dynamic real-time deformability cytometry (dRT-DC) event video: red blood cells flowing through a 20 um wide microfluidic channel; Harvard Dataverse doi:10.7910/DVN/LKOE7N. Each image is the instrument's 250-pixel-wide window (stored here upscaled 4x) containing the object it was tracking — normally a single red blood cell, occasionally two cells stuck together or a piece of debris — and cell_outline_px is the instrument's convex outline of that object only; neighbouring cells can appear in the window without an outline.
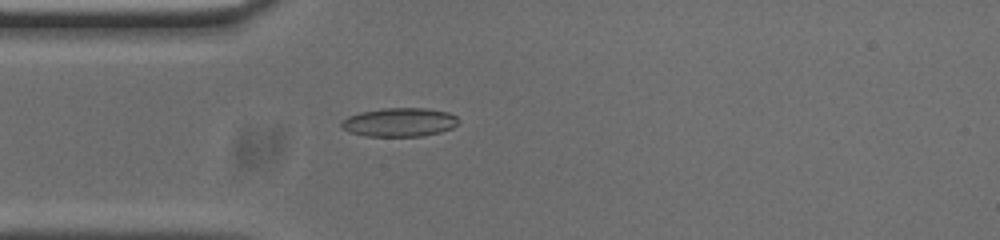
{"species": "common noctule bat (a hibernating species)", "species_latin": "Nyctalus noctula", "temperature_condition": "cold", "stored_images_in_passage": 53, "camera_frame_rate_fps": 3000, "um_per_image_px": 0.085, "animal": {"sex": "male", "body_mass_g": 20.0, "forearm_length_mm": 53.3}, "frame": {"image": 1, "passage_image": 14, "time_ms": 4.333, "image_size_px": [1000, 240], "cell_outline_px": [[460, 120], [452, 128], [440, 132], [424, 136], [364, 136], [348, 132], [340, 124], [340, 120], [348, 116], [360, 112], [380, 108], [428, 108], [448, 112], [456, 116]], "centroid_in_image_um": [33.94, 10.38], "position_along_channel_um": 51.1, "area_um2": 19.83}}
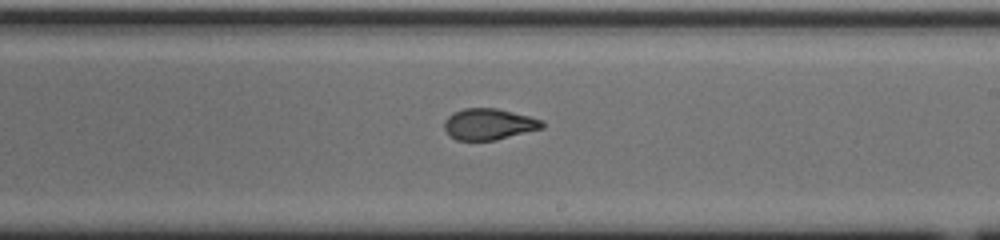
{"frame": {"image": 2, "passage_image": 30, "time_ms": 9.667, "image_size_px": [1000, 240], "cell_outline_px": [[544, 128], [496, 140], [456, 140], [444, 128], [444, 120], [452, 112], [464, 108], [496, 108], [544, 120]], "centroid_in_image_um": [41.56, 10.55], "position_along_channel_um": 247.4, "area_um2": 17.8}}
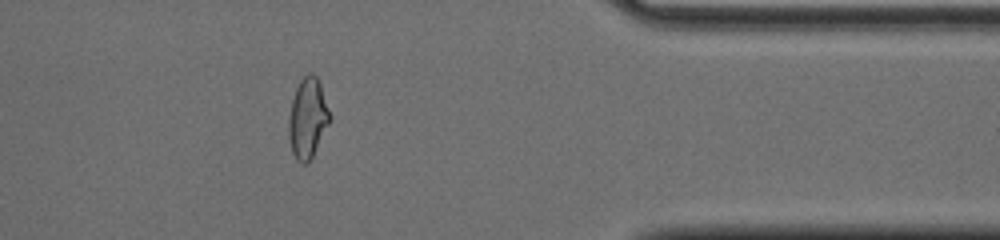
{"frame": {"image": 3, "passage_image": 43, "time_ms": 14.0, "image_size_px": [1000, 240], "cell_outline_px": [[332, 116], [308, 164], [300, 164], [296, 160], [292, 152], [288, 136], [288, 116], [292, 100], [296, 88], [300, 80], [308, 72], [312, 72], [316, 76], [320, 84]], "centroid_in_image_um": [26.14, 10.04], "position_along_channel_um": 385.3, "area_um2": 19.25}, "authors_computed_cell_mechanics": {"area_um2": 18.2648, "velocity_mm_per_s": 3.7534, "shape_relaxation_time_tau1_ms": 6.1681, "shape_relaxation_time_tau2_ms": 1.4524, "deformation_change_tau1": 0.2213, "deformation_change_tau2": 0.0735}}